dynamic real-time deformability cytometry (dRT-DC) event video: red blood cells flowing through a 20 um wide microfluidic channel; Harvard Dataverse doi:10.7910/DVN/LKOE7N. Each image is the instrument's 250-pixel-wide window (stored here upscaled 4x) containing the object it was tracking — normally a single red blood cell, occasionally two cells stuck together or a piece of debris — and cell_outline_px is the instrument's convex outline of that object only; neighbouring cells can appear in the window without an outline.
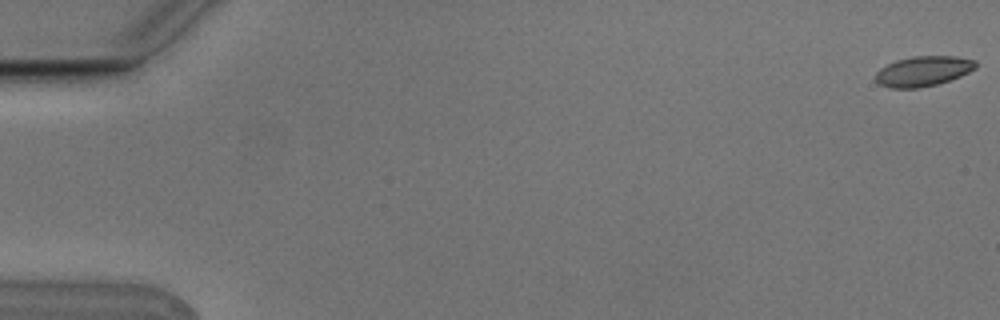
{"species": "Egyptian fruit bat (a non-hibernating species)", "species_latin": "Rousettus aegyptiacus", "temperature_condition": "cold", "stored_images_in_passage": 4, "camera_frame_rate_fps": 3000, "um_per_image_px": 0.085, "animal": {"sex": "male"}, "frame": {"image": 1, "passage_image": 1, "time_ms": 0.0, "image_size_px": [1000, 320], "cell_outline_px": [[976, 68], [960, 76], [936, 84], [920, 88], [892, 88], [880, 84], [876, 80], [876, 72], [880, 68], [896, 60], [912, 56], [956, 56], [976, 60]], "centroid_in_image_um": [78.47, 6.04], "position_along_channel_um": 6.5, "area_um2": 17.46}}